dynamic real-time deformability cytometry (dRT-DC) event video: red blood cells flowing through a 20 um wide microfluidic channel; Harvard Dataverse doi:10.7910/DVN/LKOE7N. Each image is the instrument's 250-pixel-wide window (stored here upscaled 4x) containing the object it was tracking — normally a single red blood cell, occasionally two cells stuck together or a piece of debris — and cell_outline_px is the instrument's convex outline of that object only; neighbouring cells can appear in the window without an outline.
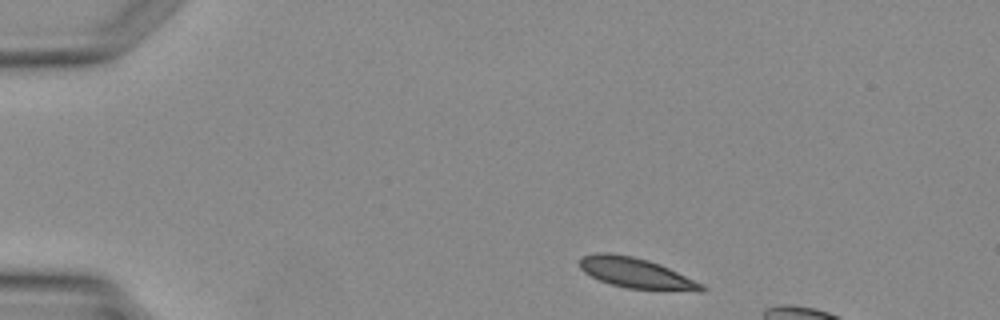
{"species": "Egyptian fruit bat (a non-hibernating species)", "species_latin": "Rousettus aegyptiacus", "temperature_condition": "warm", "stored_images_in_passage": 4, "camera_frame_rate_fps": 3000, "um_per_image_px": 0.085, "animal": {"sex": "female"}, "frame": {"image": 1, "passage_image": 1, "time_ms": 0.0, "image_size_px": [1000, 320], "cell_outline_px": [[708, 288], [704, 292], [700, 292], [628, 288], [612, 284], [600, 280], [584, 272], [580, 268], [580, 256], [596, 252], [608, 252], [632, 256], [648, 260], [660, 264], [704, 284]], "centroid_in_image_um": [54.11, 23.21], "position_along_channel_um": 30.9, "area_um2": 21.73}}